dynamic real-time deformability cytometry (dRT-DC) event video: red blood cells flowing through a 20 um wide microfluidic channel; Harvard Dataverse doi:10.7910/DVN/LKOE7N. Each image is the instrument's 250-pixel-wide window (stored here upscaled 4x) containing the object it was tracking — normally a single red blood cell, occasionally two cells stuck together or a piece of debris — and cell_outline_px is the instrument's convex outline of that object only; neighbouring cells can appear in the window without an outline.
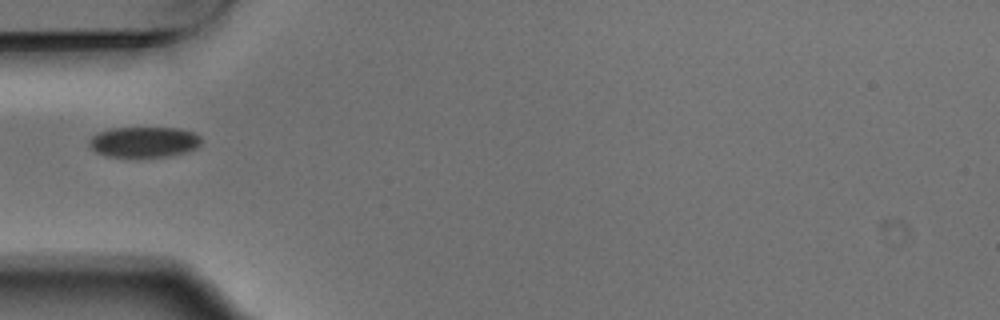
{"species": "Egyptian fruit bat (a non-hibernating species)", "species_latin": "Rousettus aegyptiacus", "temperature_condition": "warm", "stored_images_in_passage": 5, "camera_frame_rate_fps": 3000, "um_per_image_px": 0.085, "animal": {"sex": "male"}, "frame": {"image": 1, "passage_image": 5, "time_ms": 1.333, "image_size_px": [1000, 320], "cell_outline_px": [[200, 144], [196, 148], [184, 152], [168, 156], [108, 156], [96, 152], [88, 144], [88, 140], [92, 136], [100, 132], [112, 128], [180, 128], [192, 132], [200, 136]], "centroid_in_image_um": [12.23, 12.06], "position_along_channel_um": 72.8, "area_um2": 19.65}}